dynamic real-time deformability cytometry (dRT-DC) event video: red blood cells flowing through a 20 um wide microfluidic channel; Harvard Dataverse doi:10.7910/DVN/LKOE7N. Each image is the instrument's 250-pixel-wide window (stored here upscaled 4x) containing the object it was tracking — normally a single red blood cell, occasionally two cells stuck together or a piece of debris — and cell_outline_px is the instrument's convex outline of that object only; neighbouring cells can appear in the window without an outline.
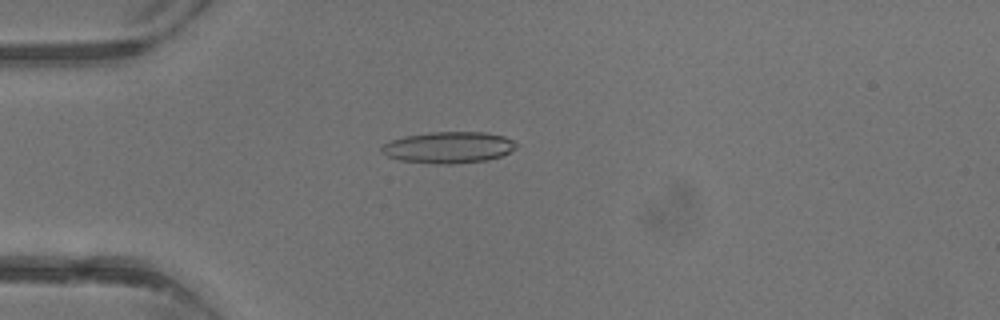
{"species": "common noctule bat (a hibernating species)", "species_latin": "Nyctalus noctula", "temperature_condition": "warm", "stored_images_in_passage": 3, "camera_frame_rate_fps": 3000, "um_per_image_px": 0.085, "animal": {"sex": "male", "body_mass_g": 13.3}, "frame": {"image": 1, "passage_image": 3, "time_ms": 2.333, "image_size_px": [1000, 320], "cell_outline_px": [[516, 148], [500, 156], [488, 160], [452, 164], [436, 164], [400, 160], [388, 156], [380, 152], [380, 148], [384, 144], [392, 140], [404, 136], [432, 132], [484, 132], [504, 136], [512, 140], [516, 144]], "centroid_in_image_um": [38.11, 12.53], "position_along_channel_um": 46.9, "area_um2": 24.57}}